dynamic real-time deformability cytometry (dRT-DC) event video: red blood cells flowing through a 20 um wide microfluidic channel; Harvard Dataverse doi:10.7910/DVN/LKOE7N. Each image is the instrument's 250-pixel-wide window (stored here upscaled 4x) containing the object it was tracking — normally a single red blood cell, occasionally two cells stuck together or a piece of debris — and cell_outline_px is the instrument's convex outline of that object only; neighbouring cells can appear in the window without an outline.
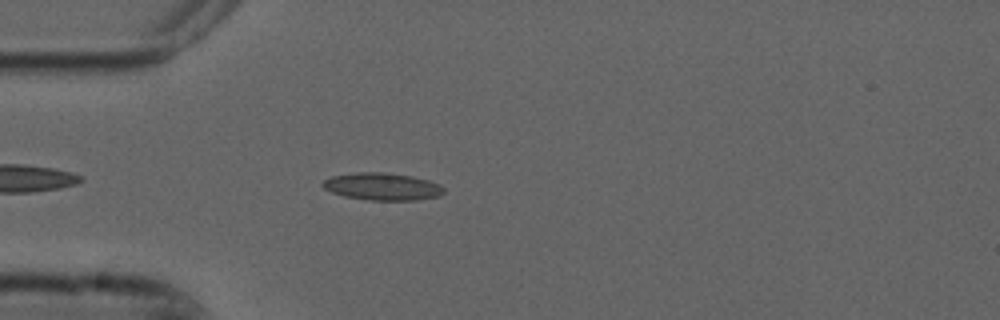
{"species": "common noctule bat (a hibernating species)", "species_latin": "Nyctalus noctula", "temperature_condition": "cold", "stored_images_in_passage": 43, "camera_frame_rate_fps": 3000, "um_per_image_px": 0.085, "animal": {"sex": "male", "forearm_length_mm": 52.5}, "frame": {"image": 1, "passage_image": 4, "time_ms": 1.0, "image_size_px": [1000, 320], "cell_outline_px": [[444, 192], [440, 196], [416, 200], [368, 200], [344, 196], [332, 192], [324, 188], [320, 184], [324, 180], [332, 176], [360, 172], [388, 172], [412, 176], [428, 180], [440, 184], [444, 188]], "centroid_in_image_um": [32.51, 15.85], "position_along_channel_um": 52.5, "area_um2": 19.36}}
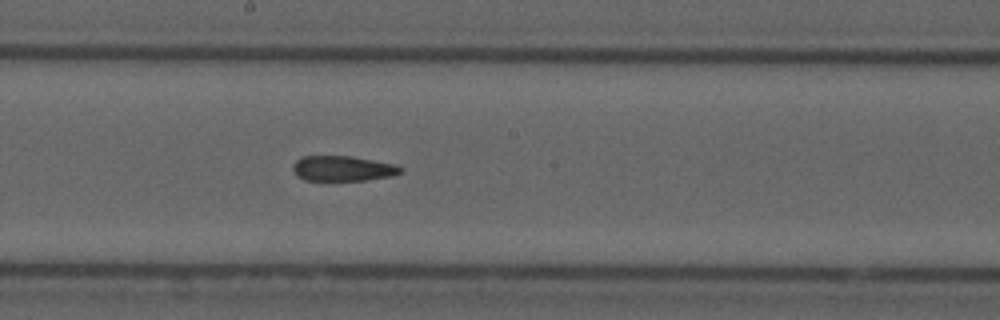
{"frame": {"image": 2, "passage_image": 18, "time_ms": 5.667, "image_size_px": [1000, 320], "cell_outline_px": [[404, 168], [400, 172], [392, 176], [364, 180], [304, 180], [296, 176], [292, 168], [292, 164], [296, 160], [304, 156], [352, 156], [392, 164]], "centroid_in_image_um": [29.08, 14.32], "position_along_channel_um": 219.1, "area_um2": 15.72}}
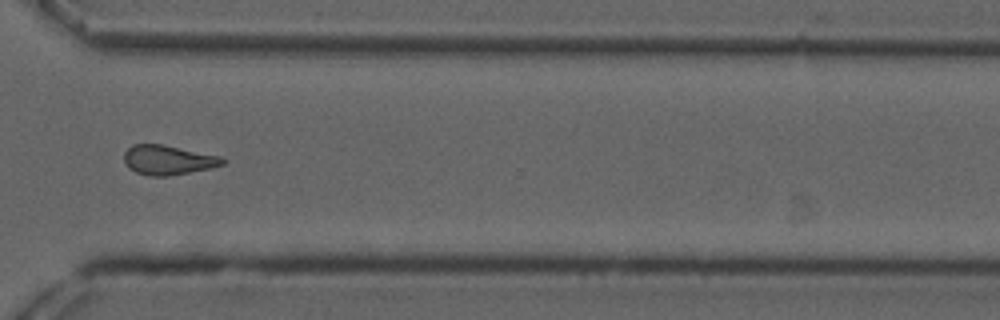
{"frame": {"image": 3, "passage_image": 29, "time_ms": 9.333, "image_size_px": [1000, 320], "cell_outline_px": [[224, 164], [212, 168], [168, 176], [148, 176], [136, 172], [128, 168], [124, 160], [124, 152], [132, 144], [164, 144], [220, 156], [224, 160]], "centroid_in_image_um": [14.26, 13.6], "position_along_channel_um": 356.3, "area_um2": 17.05}, "authors_computed_cell_mechanics": {"area_um2": 16.9932, "velocity_mm_per_s": 3.7514, "shape_relaxation_time_tau1_ms": null, "shape_relaxation_time_tau2_ms": 3.6262, "deformation_change_tau1": null, "deformation_change_tau2": 0.1169}}